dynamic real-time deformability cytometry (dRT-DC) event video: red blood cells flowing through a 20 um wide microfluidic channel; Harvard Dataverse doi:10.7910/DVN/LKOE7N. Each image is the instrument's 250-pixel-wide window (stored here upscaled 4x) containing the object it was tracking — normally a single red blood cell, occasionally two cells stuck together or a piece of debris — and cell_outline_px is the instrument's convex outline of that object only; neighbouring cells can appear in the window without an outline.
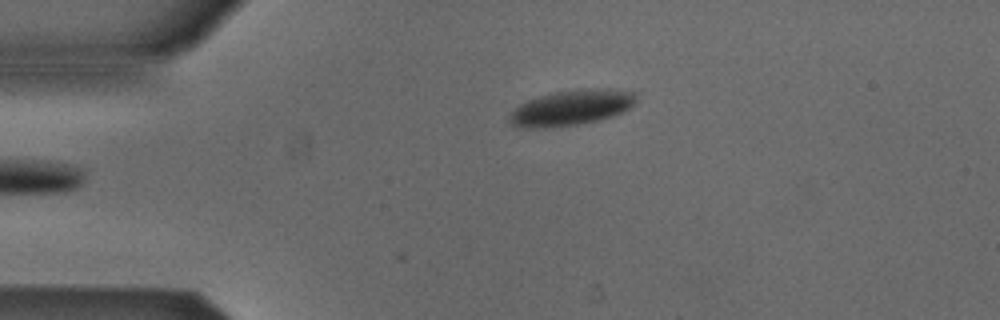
{"species": "Egyptian fruit bat (a non-hibernating species)", "species_latin": "Rousettus aegyptiacus", "temperature_condition": "cold", "stored_images_in_passage": 36, "camera_frame_rate_fps": 3000, "um_per_image_px": 0.085, "animal": {"sex": "male"}, "frame": {"image": 1, "passage_image": 1, "time_ms": 0.0, "image_size_px": [1000, 320], "cell_outline_px": [[636, 100], [628, 108], [612, 116], [596, 120], [576, 124], [544, 128], [516, 128], [508, 124], [508, 112], [520, 104], [528, 100], [552, 92], [580, 88], [608, 88], [636, 92]], "centroid_in_image_um": [48.48, 9.14], "position_along_channel_um": 36.5, "area_um2": 26.41}}
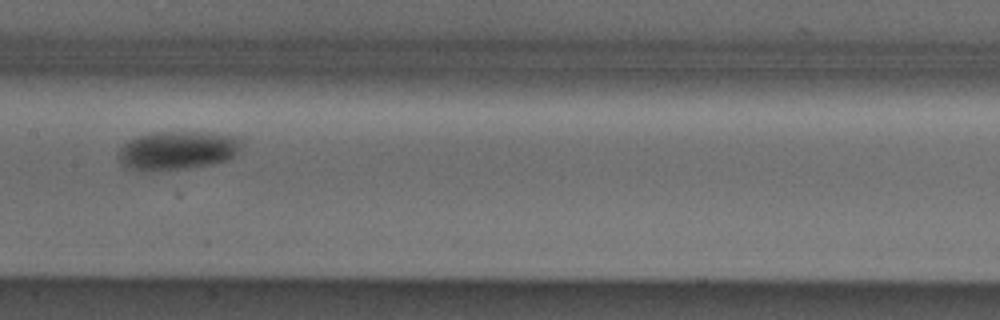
{"frame": {"image": 2, "passage_image": 16, "time_ms": 5.0, "image_size_px": [1000, 320], "cell_outline_px": [[244, 144], [228, 160], [208, 164], [184, 168], [148, 172], [128, 168], [120, 160], [120, 148], [124, 144], [136, 136], [152, 132], [204, 132], [244, 136]], "centroid_in_image_um": [15.14, 12.76], "position_along_channel_um": 192.3, "area_um2": 27.86}}
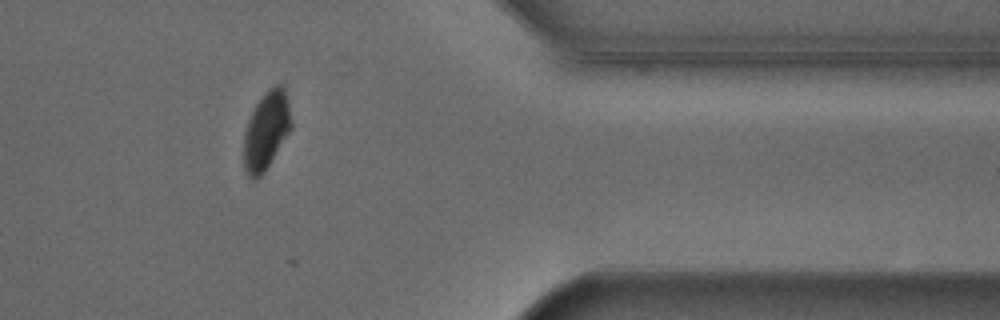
{"frame": {"image": 3, "passage_image": 33, "time_ms": 10.667, "image_size_px": [1000, 320], "cell_outline_px": [[292, 128], [264, 172], [256, 180], [252, 180], [248, 176], [244, 168], [244, 132], [248, 120], [256, 104], [264, 92], [272, 84], [280, 84], [284, 88], [288, 100], [292, 120]], "centroid_in_image_um": [22.64, 11.08], "position_along_channel_um": 388.8, "area_um2": 21.73}, "authors_computed_cell_mechanics": {"area_um2": 26.9348, "velocity_mm_per_s": 3.8429, "shape_relaxation_time_tau1_ms": 2.0499, "shape_relaxation_time_tau2_ms": null, "deformation_change_tau1": 0.1018, "deformation_change_tau2": null}}